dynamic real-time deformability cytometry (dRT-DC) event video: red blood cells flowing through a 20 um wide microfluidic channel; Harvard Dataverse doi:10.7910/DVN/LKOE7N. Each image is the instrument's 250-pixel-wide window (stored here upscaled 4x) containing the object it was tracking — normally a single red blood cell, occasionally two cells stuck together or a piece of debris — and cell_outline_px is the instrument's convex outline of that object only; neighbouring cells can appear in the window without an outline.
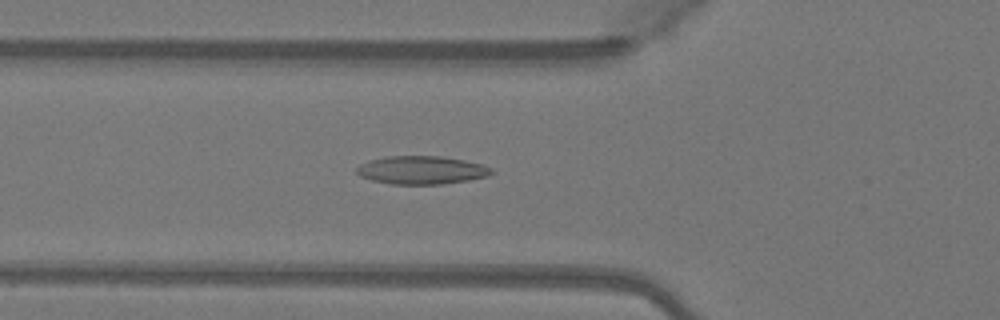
{"species": "Egyptian fruit bat (a non-hibernating species)", "species_latin": "Rousettus aegyptiacus", "temperature_condition": "warm", "stored_images_in_passage": 50, "camera_frame_rate_fps": 3000, "um_per_image_px": 0.085, "animal": {"sex": "female"}, "frame": {"image": 1, "passage_image": 18, "time_ms": 5.667, "image_size_px": [1000, 320], "cell_outline_px": [[492, 172], [488, 176], [468, 180], [444, 184], [392, 184], [372, 180], [360, 176], [356, 172], [356, 168], [360, 164], [368, 160], [388, 156], [440, 156], [464, 160], [480, 164], [492, 168]], "centroid_in_image_um": [35.8, 14.46], "position_along_channel_um": 90.0, "area_um2": 22.08}}
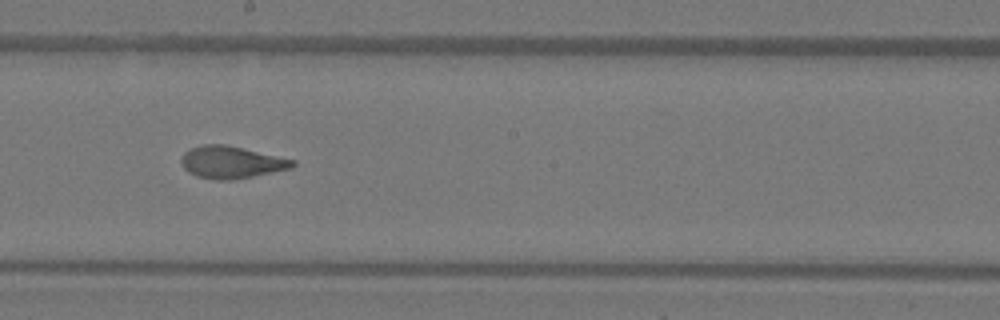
{"frame": {"image": 2, "passage_image": 28, "time_ms": 9.0, "image_size_px": [1000, 320], "cell_outline_px": [[296, 164], [292, 168], [232, 180], [216, 180], [196, 176], [188, 172], [184, 168], [180, 160], [184, 152], [192, 148], [204, 144], [224, 144], [296, 160]], "centroid_in_image_um": [19.65, 13.79], "position_along_channel_um": 228.5, "area_um2": 20.75}}
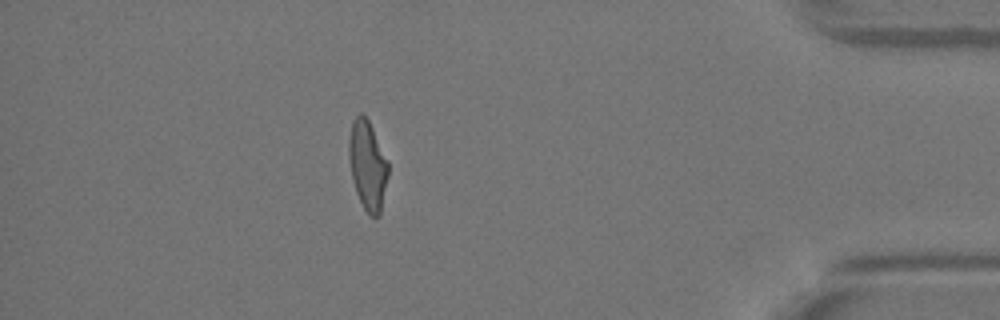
{"frame": {"image": 3, "passage_image": 44, "time_ms": 14.333, "image_size_px": [1000, 320], "cell_outline_px": [[388, 176], [380, 216], [372, 216], [364, 208], [356, 192], [352, 180], [348, 156], [348, 140], [352, 120], [360, 112], [364, 112], [388, 160]], "centroid_in_image_um": [31.23, 14.01], "position_along_channel_um": 404.0, "area_um2": 20.58}, "authors_computed_cell_mechanics": {"area_um2": 21.0392, "velocity_mm_per_s": 4.1405, "shape_relaxation_time_tau1_ms": 7.3026, "shape_relaxation_time_tau2_ms": 1.3207, "deformation_change_tau1": 0.232, "deformation_change_tau2": 0.0874}}